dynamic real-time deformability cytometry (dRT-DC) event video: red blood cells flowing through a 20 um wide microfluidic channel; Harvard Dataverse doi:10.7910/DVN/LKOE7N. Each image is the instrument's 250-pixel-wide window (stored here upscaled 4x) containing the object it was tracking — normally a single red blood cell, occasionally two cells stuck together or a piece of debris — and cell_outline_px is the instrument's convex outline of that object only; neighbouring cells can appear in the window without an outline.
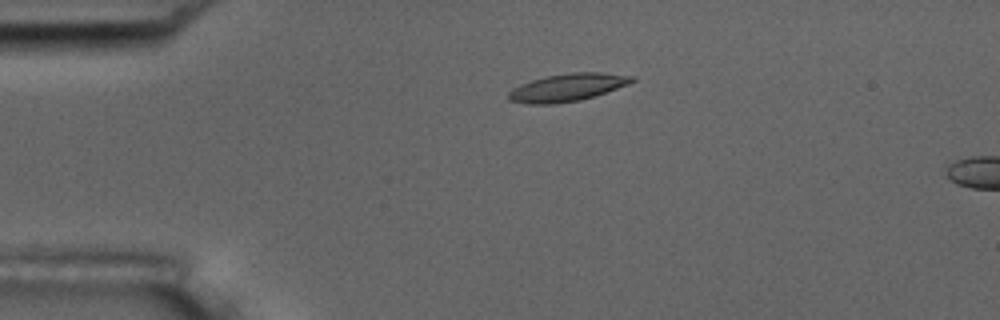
{"species": "common noctule bat (a hibernating species)", "species_latin": "Nyctalus noctula", "temperature_condition": "room temperature", "stored_images_in_passage": 4, "camera_frame_rate_fps": 3000, "um_per_image_px": 0.085, "animal": {"sex": "male", "body_mass_g": 17.5, "forearm_length_mm": 52.3}, "frame": {"image": 1, "passage_image": 2, "time_ms": 1.0, "image_size_px": [1000, 320], "cell_outline_px": [[636, 80], [628, 84], [580, 100], [552, 104], [528, 104], [508, 100], [508, 92], [512, 88], [520, 84], [532, 80], [548, 76], [572, 72], [604, 72], [632, 76]], "centroid_in_image_um": [48.19, 7.43], "position_along_channel_um": 36.8, "area_um2": 19.65}}